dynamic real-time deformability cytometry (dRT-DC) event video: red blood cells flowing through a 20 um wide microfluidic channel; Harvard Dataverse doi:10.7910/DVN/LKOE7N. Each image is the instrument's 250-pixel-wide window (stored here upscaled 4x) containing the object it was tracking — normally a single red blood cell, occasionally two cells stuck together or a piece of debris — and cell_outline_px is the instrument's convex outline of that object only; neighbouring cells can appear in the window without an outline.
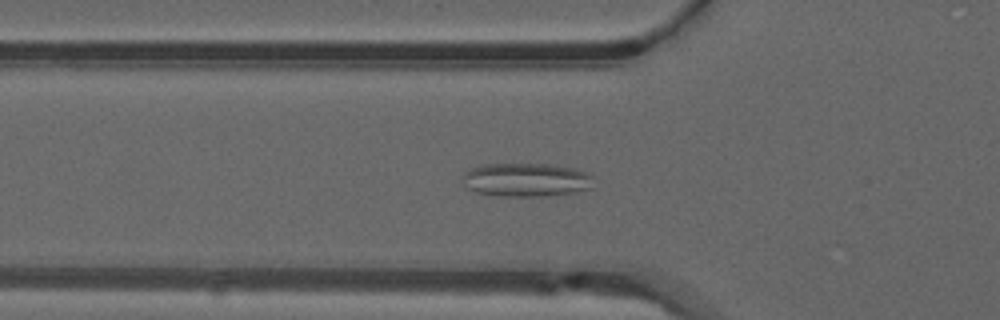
{"species": "common noctule bat (a hibernating species)", "species_latin": "Nyctalus noctula", "temperature_condition": "warm", "stored_images_in_passage": 52, "camera_frame_rate_fps": 3000, "um_per_image_px": 0.085, "animal": {"sex": "male", "forearm_length_mm": 52.5}, "frame": {"image": 1, "passage_image": 18, "time_ms": 5.667, "image_size_px": [1000, 320], "cell_outline_px": [[592, 188], [572, 192], [540, 196], [496, 196], [476, 192], [468, 188], [464, 184], [460, 176], [464, 172], [480, 164], [548, 164], [572, 168], [584, 172], [592, 176]], "centroid_in_image_um": [44.65, 15.28], "position_along_channel_um": 81.2, "area_um2": 25.61}}
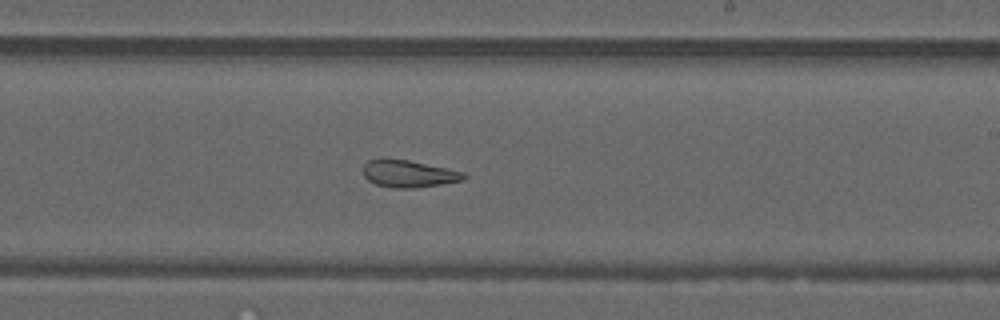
{"frame": {"image": 2, "passage_image": 31, "time_ms": 10.0, "image_size_px": [1000, 320], "cell_outline_px": [[468, 176], [464, 180], [416, 188], [392, 188], [376, 184], [368, 180], [364, 176], [364, 164], [368, 160], [380, 156], [384, 156], [408, 160], [448, 168], [464, 172]], "centroid_in_image_um": [34.71, 14.74], "position_along_channel_um": 254.3, "area_um2": 16.36}}
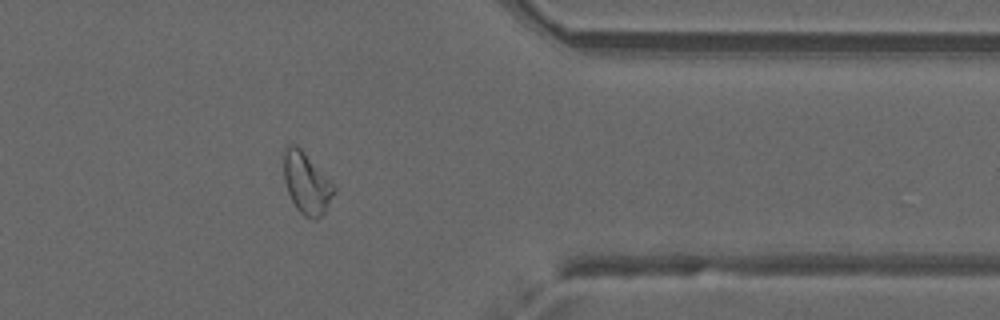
{"frame": {"image": 3, "passage_image": 42, "time_ms": 13.667, "image_size_px": [1000, 320], "cell_outline_px": [[336, 192], [324, 212], [316, 220], [312, 220], [304, 216], [296, 208], [288, 192], [284, 180], [284, 148], [288, 144], [296, 144], [300, 148], [336, 188]], "centroid_in_image_um": [26.04, 15.59], "position_along_channel_um": 385.4, "area_um2": 17.69}, "authors_computed_cell_mechanics": {"area_um2": 20.5479, "velocity_mm_per_s": 3.9885, "shape_relaxation_time_tau1_ms": null, "shape_relaxation_time_tau2_ms": 1.6209, "deformation_change_tau1": null, "deformation_change_tau2": 0.0913}}